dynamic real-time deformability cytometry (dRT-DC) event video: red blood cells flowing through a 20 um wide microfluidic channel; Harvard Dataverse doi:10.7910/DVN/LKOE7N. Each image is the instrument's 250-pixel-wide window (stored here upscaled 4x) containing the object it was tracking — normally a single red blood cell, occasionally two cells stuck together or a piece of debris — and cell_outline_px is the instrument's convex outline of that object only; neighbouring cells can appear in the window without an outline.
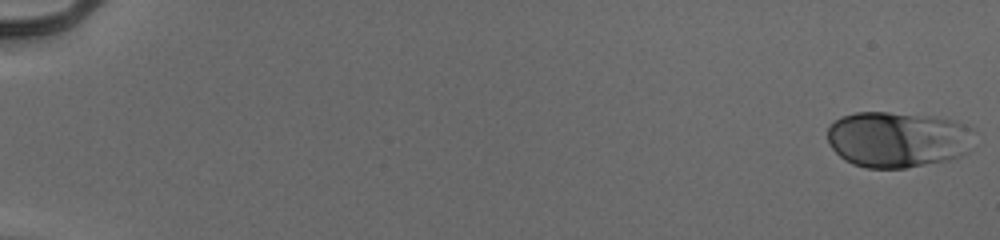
{"species": "human", "species_latin": "Homo sapiens", "temperature_condition": "cold", "stored_images_in_passage": 54, "camera_frame_rate_fps": 3000, "um_per_image_px": 0.085, "donor": {"sex": "male"}, "frame": {"image": 1, "passage_image": 1, "time_ms": 0.0, "image_size_px": [1000, 240], "cell_outline_px": [[972, 128], [968, 152], [960, 156], [948, 160], [904, 168], [864, 168], [852, 164], [844, 160], [832, 148], [828, 140], [828, 128], [832, 120], [840, 116], [856, 112], [888, 112], [932, 116], [952, 120], [964, 124]], "centroid_in_image_um": [76.25, 11.84], "position_along_channel_um": 8.8, "area_um2": 47.97}}
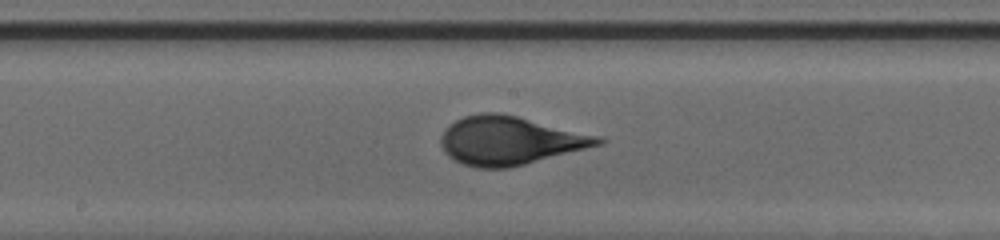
{"frame": {"image": 2, "passage_image": 31, "time_ms": 10.0, "image_size_px": [1000, 240], "cell_outline_px": [[608, 140], [604, 144], [508, 168], [476, 168], [464, 164], [448, 156], [444, 152], [440, 144], [440, 136], [444, 128], [448, 124], [464, 116], [480, 112], [500, 112], [600, 136]], "centroid_in_image_um": [43.31, 11.94], "position_along_channel_um": 204.9, "area_um2": 44.51}}
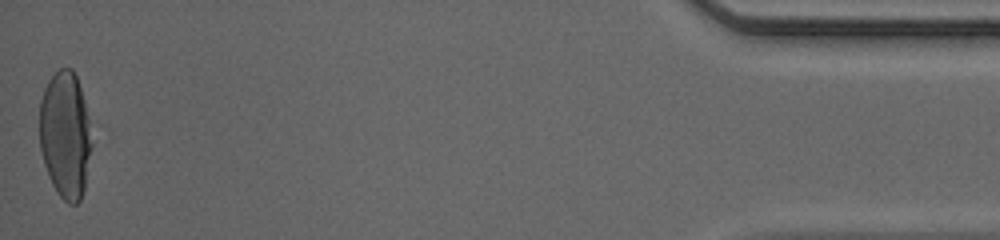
{"frame": {"image": 3, "passage_image": 54, "time_ms": 17.667, "image_size_px": [1000, 240], "cell_outline_px": [[92, 144], [84, 188], [80, 200], [76, 204], [68, 204], [56, 192], [48, 176], [44, 164], [40, 148], [40, 100], [44, 88], [48, 80], [60, 68], [72, 68], [76, 76], [92, 120]], "centroid_in_image_um": [5.57, 11.45], "position_along_channel_um": 429.6, "area_um2": 39.19}, "authors_computed_cell_mechanics": {"area_um2": 43.0321, "velocity_mm_per_s": 3.9728, "shape_relaxation_time_tau1_ms": 3.9226, "shape_relaxation_time_tau2_ms": null, "deformation_change_tau1": 0.1894, "deformation_change_tau2": null}}